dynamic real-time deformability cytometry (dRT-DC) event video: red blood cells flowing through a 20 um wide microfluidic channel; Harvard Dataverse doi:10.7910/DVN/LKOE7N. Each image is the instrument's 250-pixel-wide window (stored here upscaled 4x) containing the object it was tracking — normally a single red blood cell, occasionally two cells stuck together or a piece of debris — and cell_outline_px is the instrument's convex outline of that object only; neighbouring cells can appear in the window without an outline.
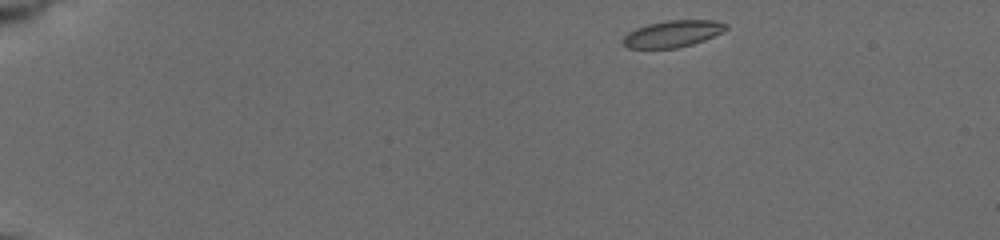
{"species": "common noctule bat (a hibernating species)", "species_latin": "Nyctalus noctula", "temperature_condition": "cold", "stored_images_in_passage": 48, "camera_frame_rate_fps": 3000, "um_per_image_px": 0.085, "animal": {"sex": "female", "body_mass_g": 19.5, "forearm_length_mm": 54.1}, "frame": {"image": 1, "passage_image": 1, "time_ms": 0.0, "image_size_px": [1000, 240], "cell_outline_px": [[728, 28], [704, 40], [692, 44], [676, 48], [628, 48], [620, 40], [628, 32], [636, 28], [648, 24], [668, 20], [716, 20], [728, 24]], "centroid_in_image_um": [57.16, 2.86], "position_along_channel_um": 27.8, "area_um2": 15.95}}
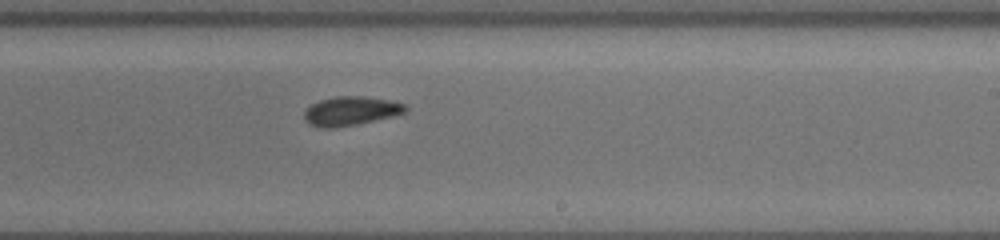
{"frame": {"image": 2, "passage_image": 28, "time_ms": 9.0, "image_size_px": [1000, 240], "cell_outline_px": [[408, 108], [404, 112], [356, 124], [332, 128], [320, 128], [312, 124], [304, 116], [304, 112], [312, 104], [320, 100], [336, 96], [364, 96], [388, 100], [404, 104]], "centroid_in_image_um": [29.79, 9.42], "position_along_channel_um": 259.2, "area_um2": 16.53}}
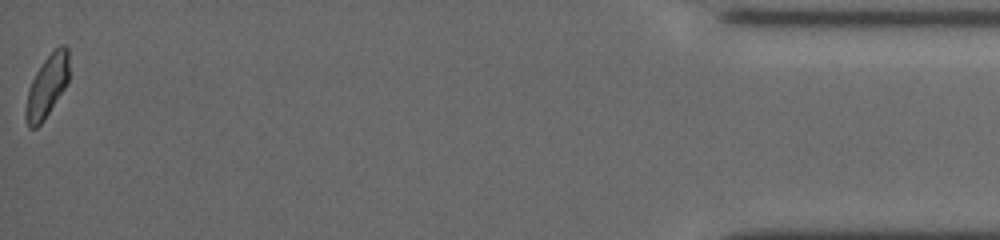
{"frame": {"image": 3, "passage_image": 48, "time_ms": 15.667, "image_size_px": [1000, 240], "cell_outline_px": [[68, 80], [64, 88], [44, 120], [36, 128], [28, 128], [24, 116], [24, 112], [28, 88], [36, 72], [44, 60], [60, 44], [64, 44], [68, 48]], "centroid_in_image_um": [3.96, 7.35], "position_along_channel_um": 431.2, "area_um2": 15.61}, "authors_computed_cell_mechanics": {"area_um2": 16.5019, "velocity_mm_per_s": 3.7337, "shape_relaxation_time_tau1_ms": 4.8241, "shape_relaxation_time_tau2_ms": 5.0693, "deformation_change_tau1": 0.1176, "deformation_change_tau2": 0.1118}}